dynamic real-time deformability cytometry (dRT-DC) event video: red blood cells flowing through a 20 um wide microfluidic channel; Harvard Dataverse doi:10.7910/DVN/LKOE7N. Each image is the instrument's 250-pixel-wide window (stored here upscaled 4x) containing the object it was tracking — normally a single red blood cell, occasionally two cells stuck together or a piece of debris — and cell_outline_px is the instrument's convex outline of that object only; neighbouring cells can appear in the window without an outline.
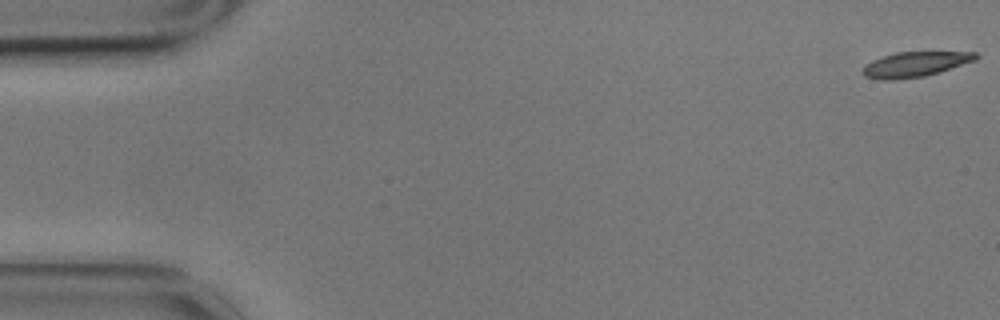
{"species": "common noctule bat (a hibernating species)", "species_latin": "Nyctalus noctula", "temperature_condition": "cold", "stored_images_in_passage": 18, "camera_frame_rate_fps": 3000, "um_per_image_px": 0.085, "animal": {"sex": "male", "body_mass_g": 17.9}, "frame": {"image": 1, "passage_image": 1, "time_ms": 0.0, "image_size_px": [1000, 320], "cell_outline_px": [[980, 56], [976, 60], [940, 72], [924, 76], [896, 80], [880, 80], [864, 76], [864, 64], [872, 60], [896, 52], [976, 52]], "centroid_in_image_um": [77.8, 5.47], "position_along_channel_um": 7.2, "area_um2": 16.53}}